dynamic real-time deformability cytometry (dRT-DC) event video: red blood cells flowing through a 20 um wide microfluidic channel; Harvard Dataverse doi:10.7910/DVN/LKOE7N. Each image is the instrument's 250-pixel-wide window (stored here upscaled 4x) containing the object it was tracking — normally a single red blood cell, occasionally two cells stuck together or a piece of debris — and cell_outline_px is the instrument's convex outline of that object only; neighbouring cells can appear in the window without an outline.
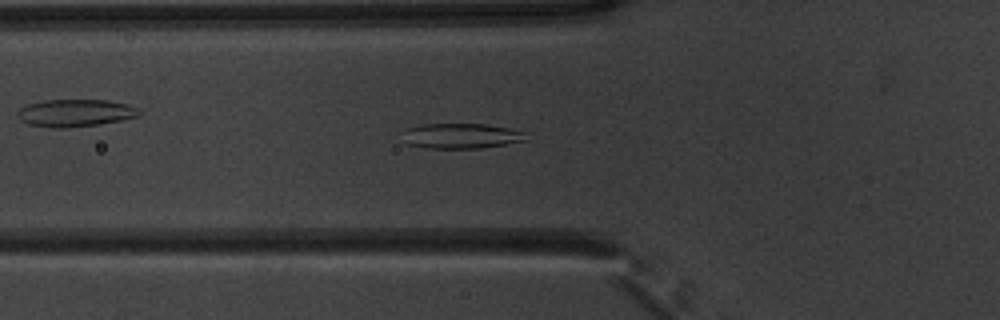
{"species": "common noctule bat (a hibernating species)", "species_latin": "Nyctalus noctula", "temperature_condition": "warm", "stored_images_in_passage": 48, "camera_frame_rate_fps": 3000, "um_per_image_px": 0.085, "animal": {"sex": "male", "body_mass_g": 20.1, "forearm_length_mm": 53.5}, "frame": {"image": 1, "passage_image": 14, "time_ms": 4.333, "image_size_px": [1000, 320], "cell_outline_px": [[528, 140], [480, 148], [428, 148], [408, 144], [404, 128], [424, 124], [488, 124], [508, 128], [524, 132]], "centroid_in_image_um": [39.24, 11.54], "position_along_channel_um": 86.6, "area_um2": 17.86}}
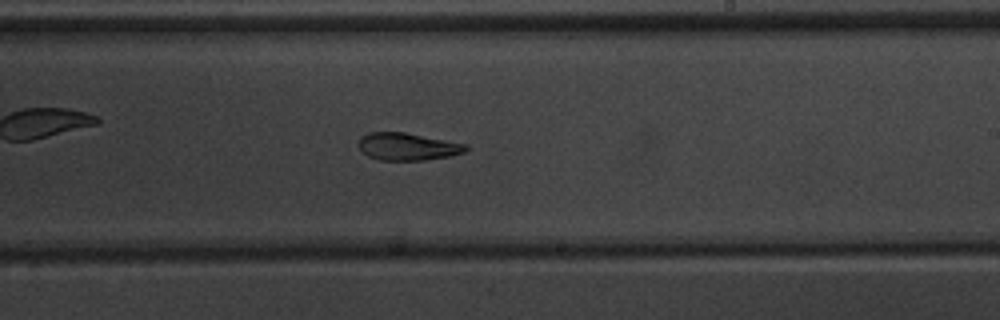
{"frame": {"image": 2, "passage_image": 27, "time_ms": 8.667, "image_size_px": [1000, 320], "cell_outline_px": [[468, 148], [464, 152], [448, 156], [424, 160], [380, 160], [368, 156], [356, 144], [360, 136], [368, 132], [404, 132], [468, 144]], "centroid_in_image_um": [34.61, 12.45], "position_along_channel_um": 254.4, "area_um2": 17.17}}
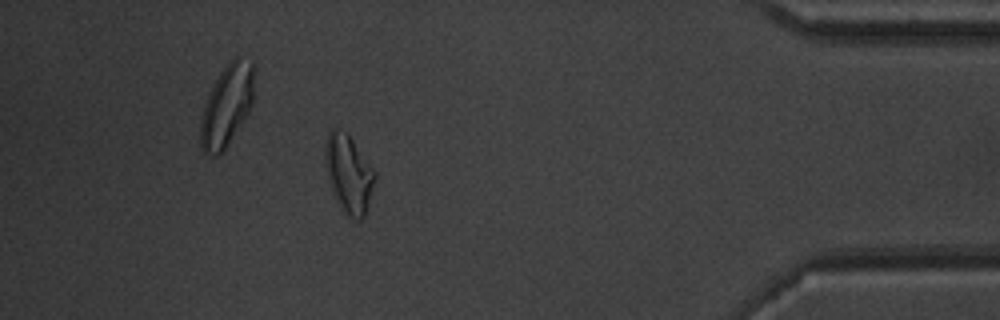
{"frame": {"image": 3, "passage_image": 42, "time_ms": 13.667, "image_size_px": [1000, 320], "cell_outline_px": [[376, 176], [364, 216], [360, 220], [352, 220], [340, 208], [336, 200], [328, 176], [324, 156], [324, 144], [328, 132], [332, 128], [336, 128], [348, 132], [376, 172]], "centroid_in_image_um": [29.63, 14.73], "position_along_channel_um": 405.6, "area_um2": 22.66}, "authors_computed_cell_mechanics": {"area_um2": 19.2185, "velocity_mm_per_s": 3.8589, "shape_relaxation_time_tau1_ms": 7.7535, "shape_relaxation_time_tau2_ms": 4.6871, "deformation_change_tau1": 0.1827, "deformation_change_tau2": 0.1167}}